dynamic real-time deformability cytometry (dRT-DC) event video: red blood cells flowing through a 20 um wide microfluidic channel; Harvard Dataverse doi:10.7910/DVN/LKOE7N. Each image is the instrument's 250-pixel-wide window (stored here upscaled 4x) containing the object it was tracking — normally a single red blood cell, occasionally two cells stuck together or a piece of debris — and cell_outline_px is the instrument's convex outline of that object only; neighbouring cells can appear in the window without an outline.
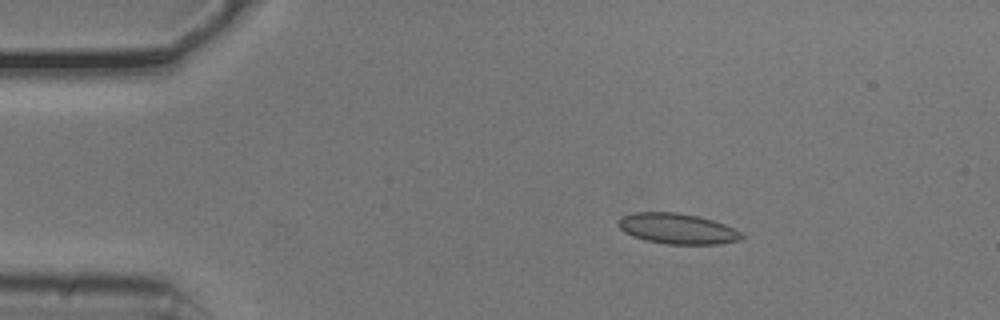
{"species": "common noctule bat (a hibernating species)", "species_latin": "Nyctalus noctula", "temperature_condition": "cold", "stored_images_in_passage": 13, "camera_frame_rate_fps": 3000, "um_per_image_px": 0.085, "animal": {"sex": "male", "body_mass_g": 20.5, "forearm_length_mm": 52.5}, "frame": {"image": 1, "passage_image": 8, "time_ms": 2.333, "image_size_px": [1000, 320], "cell_outline_px": [[744, 236], [740, 240], [720, 244], [668, 244], [648, 240], [632, 236], [624, 232], [616, 224], [620, 216], [636, 212], [676, 212], [696, 216], [712, 220], [724, 224], [740, 232]], "centroid_in_image_um": [57.54, 19.43], "position_along_channel_um": 27.5, "area_um2": 21.85}}